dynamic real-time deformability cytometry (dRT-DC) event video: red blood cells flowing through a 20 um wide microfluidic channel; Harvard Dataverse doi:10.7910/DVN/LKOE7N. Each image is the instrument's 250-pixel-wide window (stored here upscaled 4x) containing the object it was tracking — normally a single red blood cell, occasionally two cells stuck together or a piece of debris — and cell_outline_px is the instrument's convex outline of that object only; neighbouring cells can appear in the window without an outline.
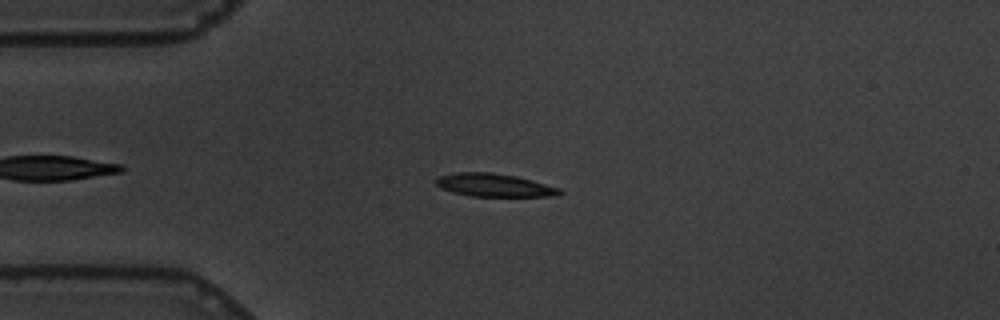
{"species": "common noctule bat (a hibernating species)", "species_latin": "Nyctalus noctula", "temperature_condition": "warm", "stored_images_in_passage": 52, "camera_frame_rate_fps": 3000, "um_per_image_px": 0.085, "animal": {"sex": "male", "body_mass_g": 19.5, "forearm_length_mm": 54.6}, "frame": {"image": 1, "passage_image": 12, "time_ms": 3.667, "image_size_px": [1000, 320], "cell_outline_px": [[564, 192], [556, 196], [472, 196], [452, 192], [436, 184], [436, 180], [440, 176], [456, 172], [488, 172], [516, 176], [532, 180], [560, 188]], "centroid_in_image_um": [42.05, 15.74], "position_along_channel_um": 42.9, "area_um2": 16.42}}
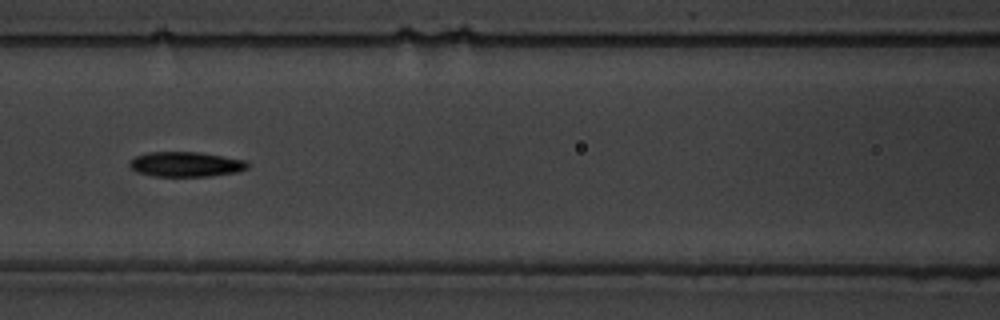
{"frame": {"image": 2, "passage_image": 23, "time_ms": 7.333, "image_size_px": [1000, 320], "cell_outline_px": [[248, 168], [236, 172], [208, 176], [152, 176], [136, 172], [128, 164], [128, 160], [136, 156], [148, 152], [200, 152], [248, 160]], "centroid_in_image_um": [15.78, 13.95], "position_along_channel_um": 150.8, "area_um2": 17.28}}
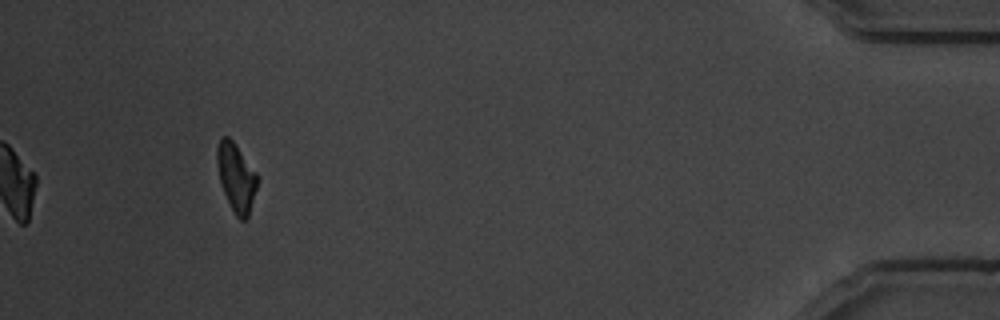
{"frame": {"image": 3, "passage_image": 52, "time_ms": 17.0, "image_size_px": [1000, 320], "cell_outline_px": [[256, 188], [248, 216], [244, 220], [240, 220], [236, 216], [224, 192], [220, 180], [216, 164], [216, 148], [220, 136], [228, 136], [232, 140], [256, 172]], "centroid_in_image_um": [20.04, 15.03], "position_along_channel_um": 415.2, "area_um2": 15.66}, "authors_computed_cell_mechanics": {"area_um2": 16.9643, "velocity_mm_per_s": 3.4497, "shape_relaxation_time_tau1_ms": 3.5195, "shape_relaxation_time_tau2_ms": 7.9318, "deformation_change_tau1": 0.1811, "deformation_change_tau2": 0.1316}}